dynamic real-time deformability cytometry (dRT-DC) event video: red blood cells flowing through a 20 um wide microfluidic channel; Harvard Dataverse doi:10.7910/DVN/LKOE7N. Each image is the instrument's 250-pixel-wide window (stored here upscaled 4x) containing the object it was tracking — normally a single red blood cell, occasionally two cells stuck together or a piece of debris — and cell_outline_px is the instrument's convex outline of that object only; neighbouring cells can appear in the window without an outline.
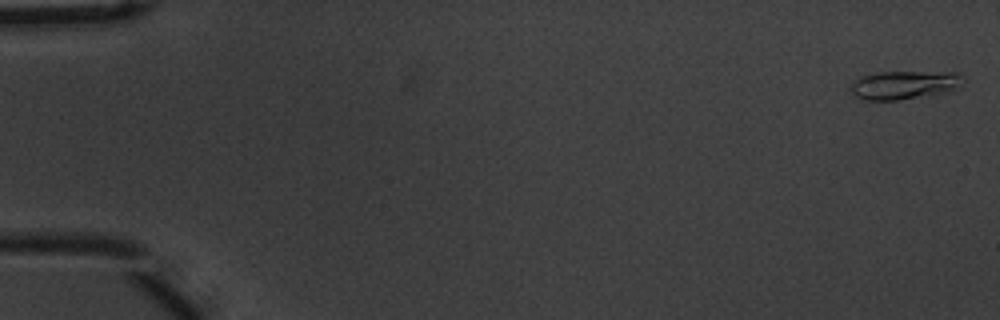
{"species": "common noctule bat (a hibernating species)", "species_latin": "Nyctalus noctula", "temperature_condition": "warm", "stored_images_in_passage": 50, "camera_frame_rate_fps": 3000, "um_per_image_px": 0.085, "animal": {"sex": "male", "body_mass_g": 20.1, "forearm_length_mm": 53.5}, "frame": {"image": 1, "passage_image": 1, "time_ms": 0.0, "image_size_px": [1000, 320], "cell_outline_px": [[964, 76], [952, 88], [936, 96], [900, 100], [860, 100], [852, 92], [852, 80], [860, 76], [880, 72], [956, 72]], "centroid_in_image_um": [76.79, 7.23], "position_along_channel_um": 8.2, "area_um2": 18.67}}
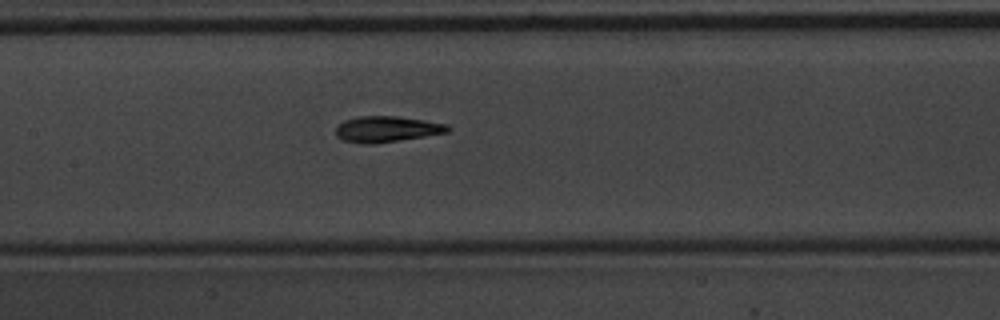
{"frame": {"image": 2, "passage_image": 27, "time_ms": 8.667, "image_size_px": [1000, 320], "cell_outline_px": [[452, 128], [448, 132], [424, 136], [372, 144], [368, 144], [344, 140], [336, 136], [336, 128], [344, 120], [356, 116], [396, 116], [424, 120], [448, 124]], "centroid_in_image_um": [32.89, 10.96], "position_along_channel_um": 174.5, "area_um2": 16.76}}
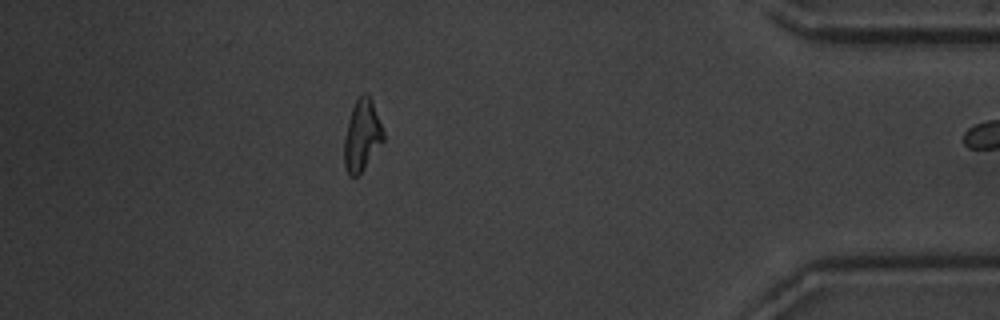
{"frame": {"image": 3, "passage_image": 49, "time_ms": 16.0, "image_size_px": [1000, 320], "cell_outline_px": [[384, 140], [364, 168], [356, 176], [348, 176], [344, 164], [344, 136], [348, 120], [352, 108], [356, 100], [364, 92], [368, 92], [372, 100], [384, 132]], "centroid_in_image_um": [30.76, 11.49], "position_along_channel_um": 404.4, "area_um2": 16.24}}